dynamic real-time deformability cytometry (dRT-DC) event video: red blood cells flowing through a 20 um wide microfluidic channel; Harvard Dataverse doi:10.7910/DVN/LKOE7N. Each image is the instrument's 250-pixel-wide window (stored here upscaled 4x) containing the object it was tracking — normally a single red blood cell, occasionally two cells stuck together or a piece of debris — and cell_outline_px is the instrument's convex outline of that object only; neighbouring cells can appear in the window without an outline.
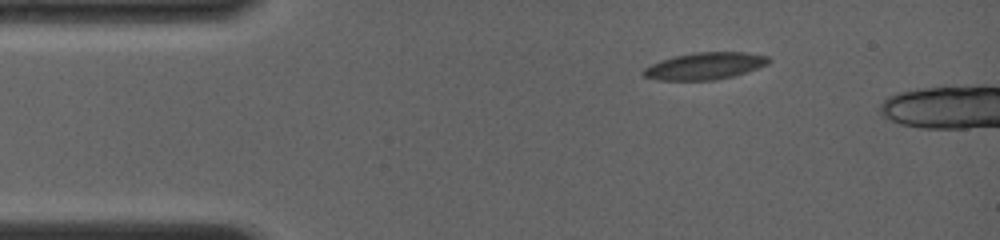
{"species": "common noctule bat (a hibernating species)", "species_latin": "Nyctalus noctula", "temperature_condition": "room temperature", "stored_images_in_passage": 49, "camera_frame_rate_fps": 4000, "um_per_image_px": 0.085, "animal": {"sex": "female", "body_mass_g": 19.0, "forearm_length_mm": 56.7}, "frame": {"image": 1, "passage_image": 1, "time_ms": 0.0, "image_size_px": [1000, 240], "cell_outline_px": [[772, 60], [768, 64], [732, 76], [716, 80], [656, 80], [644, 76], [640, 72], [644, 68], [660, 60], [672, 56], [692, 52], [744, 52], [768, 56]], "centroid_in_image_um": [59.87, 5.6], "position_along_channel_um": 25.1, "area_um2": 19.77}}
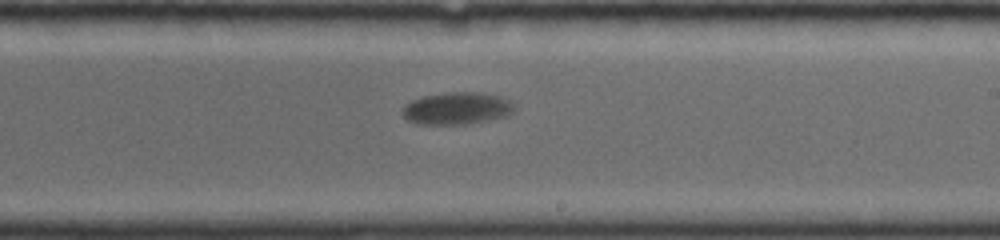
{"frame": {"image": 2, "passage_image": 30, "time_ms": 7.25, "image_size_px": [1000, 240], "cell_outline_px": [[512, 112], [504, 116], [468, 124], [420, 124], [408, 120], [404, 116], [400, 108], [404, 104], [412, 100], [424, 96], [448, 92], [480, 92], [500, 96], [508, 100], [512, 104]], "centroid_in_image_um": [38.77, 9.2], "position_along_channel_um": 250.2, "area_um2": 20.81}}
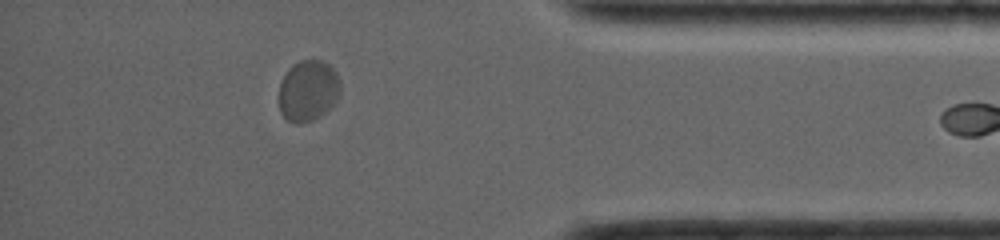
{"frame": {"image": 3, "passage_image": 48, "time_ms": 11.75, "image_size_px": [1000, 240], "cell_outline_px": [[340, 96], [320, 116], [312, 120], [300, 124], [296, 124], [288, 120], [280, 112], [280, 84], [288, 68], [292, 64], [300, 60], [324, 60], [336, 72], [340, 84]], "centroid_in_image_um": [26.19, 7.69], "position_along_channel_um": 409.0, "area_um2": 21.79}}